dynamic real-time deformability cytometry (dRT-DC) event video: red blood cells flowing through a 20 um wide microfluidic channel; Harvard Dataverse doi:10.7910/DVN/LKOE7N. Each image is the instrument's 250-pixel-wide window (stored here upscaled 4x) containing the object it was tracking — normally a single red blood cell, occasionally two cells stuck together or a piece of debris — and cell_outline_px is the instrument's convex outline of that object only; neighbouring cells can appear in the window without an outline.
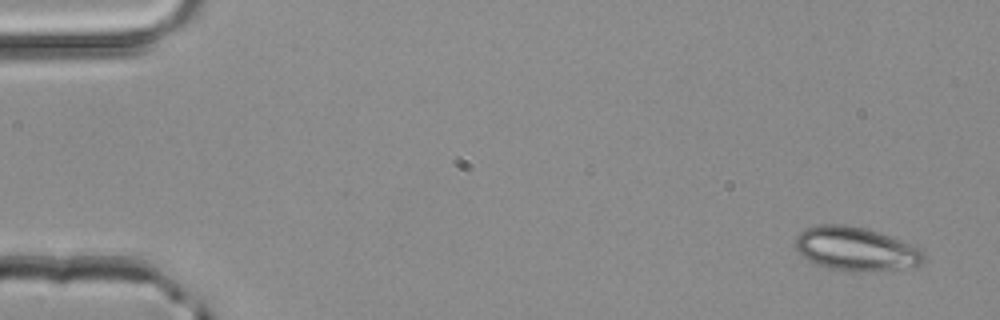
{"species": "common noctule bat (a hibernating species)", "species_latin": "Nyctalus noctula", "temperature_condition": "room temperature", "stored_images_in_passage": 3, "camera_frame_rate_fps": 3000, "um_per_image_px": 0.085, "animal": {"sex": "male", "body_mass_g": 20.4}, "frame": {"image": 1, "passage_image": 1, "time_ms": 0.0, "image_size_px": [1000, 320], "cell_outline_px": [[924, 264], [916, 268], [868, 272], [852, 272], [828, 268], [816, 264], [808, 260], [796, 252], [796, 236], [804, 228], [816, 224], [848, 224], [880, 232], [908, 244], [916, 248], [924, 256]], "centroid_in_image_um": [72.72, 21.18], "position_along_channel_um": 12.3, "area_um2": 33.23}}